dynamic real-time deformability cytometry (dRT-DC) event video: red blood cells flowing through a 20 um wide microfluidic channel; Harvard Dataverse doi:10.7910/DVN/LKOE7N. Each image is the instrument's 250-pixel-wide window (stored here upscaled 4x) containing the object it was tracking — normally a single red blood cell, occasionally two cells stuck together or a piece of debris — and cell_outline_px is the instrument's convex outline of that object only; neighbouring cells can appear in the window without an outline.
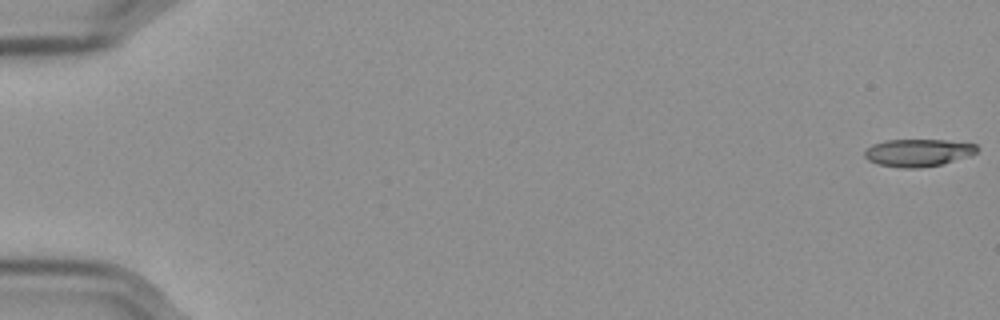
{"species": "Egyptian fruit bat (a non-hibernating species)", "species_latin": "Rousettus aegyptiacus", "temperature_condition": "cold", "stored_images_in_passage": 58, "camera_frame_rate_fps": 3000, "um_per_image_px": 0.085, "frame": {"image": 1, "passage_image": 1, "time_ms": 0.0, "image_size_px": [1000, 320], "cell_outline_px": [[980, 148], [972, 156], [940, 164], [916, 168], [900, 168], [876, 164], [868, 160], [864, 156], [864, 152], [872, 144], [884, 140], [944, 140], [976, 144]], "centroid_in_image_um": [78.04, 12.98], "position_along_channel_um": 7.0, "area_um2": 18.09}}
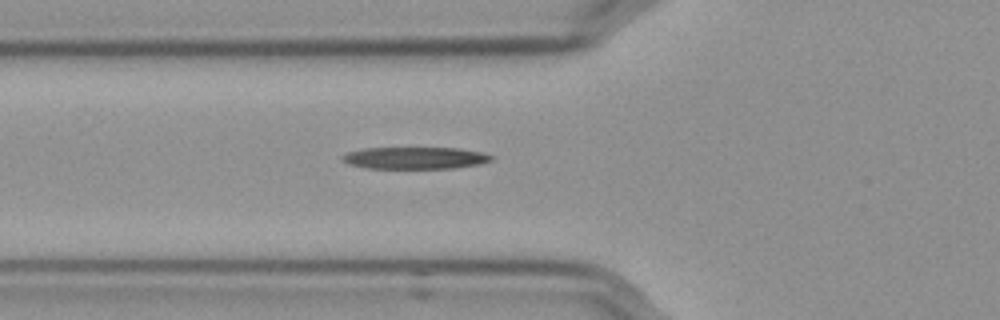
{"frame": {"image": 2, "passage_image": 22, "time_ms": 7.0, "image_size_px": [1000, 320], "cell_outline_px": [[492, 160], [480, 164], [452, 168], [368, 168], [348, 164], [340, 160], [340, 156], [348, 152], [364, 148], [460, 148], [484, 152], [492, 156]], "centroid_in_image_um": [35.26, 13.42], "position_along_channel_um": 90.5, "area_um2": 19.13}}
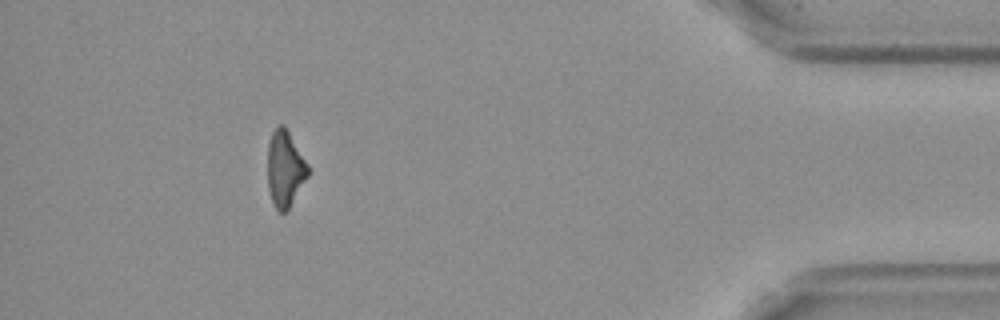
{"frame": {"image": 3, "passage_image": 53, "time_ms": 17.333, "image_size_px": [1000, 320], "cell_outline_px": [[308, 176], [288, 208], [284, 212], [280, 212], [276, 208], [272, 200], [268, 188], [268, 144], [272, 132], [280, 124], [284, 124], [308, 164]], "centroid_in_image_um": [24.22, 14.31], "position_along_channel_um": 411.0, "area_um2": 17.57}}